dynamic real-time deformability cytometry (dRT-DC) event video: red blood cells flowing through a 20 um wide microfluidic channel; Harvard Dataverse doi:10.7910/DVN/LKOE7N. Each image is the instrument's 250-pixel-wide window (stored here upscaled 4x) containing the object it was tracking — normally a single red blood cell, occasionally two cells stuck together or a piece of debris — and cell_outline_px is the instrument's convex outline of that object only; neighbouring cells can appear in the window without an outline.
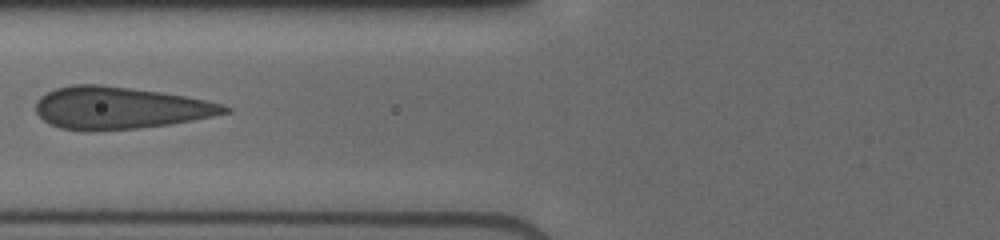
{"species": "human", "species_latin": "Homo sapiens", "temperature_condition": "cold", "stored_images_in_passage": 9, "camera_frame_rate_fps": 3000, "um_per_image_px": 0.085, "donor": {"sex": "male"}, "frame": {"image": 1, "passage_image": 7, "time_ms": 6.667, "image_size_px": [1000, 240], "cell_outline_px": [[232, 112], [192, 120], [168, 124], [136, 128], [96, 132], [88, 132], [60, 128], [44, 120], [36, 112], [36, 104], [40, 96], [56, 88], [72, 84], [100, 84], [132, 88], [160, 92], [184, 96], [224, 104], [232, 108]], "centroid_in_image_um": [10.17, 9.18], "position_along_channel_um": 115.6, "area_um2": 46.47}}
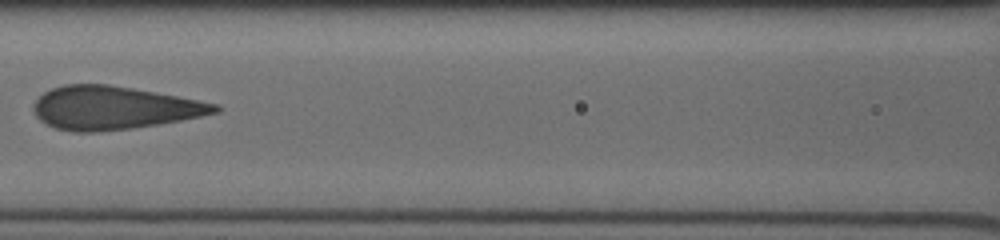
{"frame": {"image": 2, "passage_image": 8, "time_ms": 7.667, "image_size_px": [1000, 240], "cell_outline_px": [[220, 112], [160, 124], [132, 128], [96, 132], [72, 132], [56, 128], [44, 124], [36, 116], [32, 108], [32, 104], [44, 92], [52, 88], [64, 84], [108, 84], [132, 88], [220, 104]], "centroid_in_image_um": [9.63, 9.17], "position_along_channel_um": 157.0, "area_um2": 45.66}}
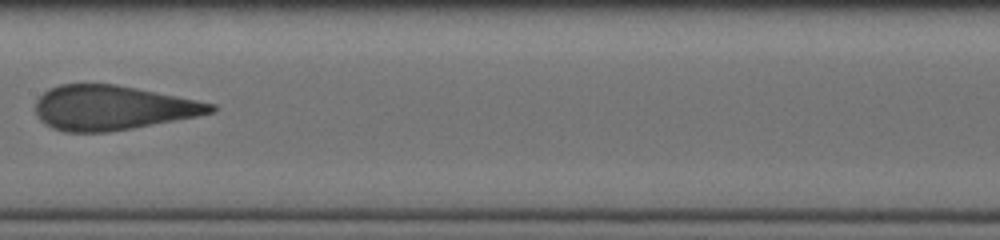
{"frame": {"image": 3, "passage_image": 9, "time_ms": 8.667, "image_size_px": [1000, 240], "cell_outline_px": [[216, 112], [196, 116], [132, 128], [108, 132], [64, 132], [52, 128], [40, 120], [36, 112], [36, 100], [48, 88], [60, 84], [116, 84], [216, 104]], "centroid_in_image_um": [9.53, 9.16], "position_along_channel_um": 197.9, "area_um2": 45.26}}